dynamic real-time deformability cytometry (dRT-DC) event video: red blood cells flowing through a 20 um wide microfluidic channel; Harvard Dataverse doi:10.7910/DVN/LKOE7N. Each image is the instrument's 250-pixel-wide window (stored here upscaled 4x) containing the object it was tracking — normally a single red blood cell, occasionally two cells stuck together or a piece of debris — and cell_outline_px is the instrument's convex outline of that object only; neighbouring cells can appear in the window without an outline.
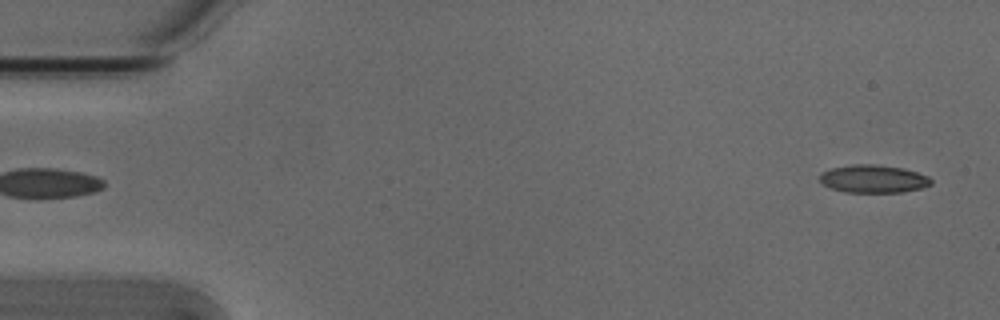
{"species": "Egyptian fruit bat (a non-hibernating species)", "species_latin": "Rousettus aegyptiacus", "temperature_condition": "cold", "stored_images_in_passage": 48, "camera_frame_rate_fps": 3000, "um_per_image_px": 0.085, "animal": {"sex": "male"}, "frame": {"image": 1, "passage_image": 2, "time_ms": 0.333, "image_size_px": [1000, 320], "cell_outline_px": [[932, 184], [920, 188], [900, 192], [844, 192], [832, 188], [824, 184], [820, 180], [820, 176], [824, 172], [832, 168], [852, 164], [876, 164], [904, 168], [928, 176], [932, 180]], "centroid_in_image_um": [74.26, 15.19], "position_along_channel_um": 10.7, "area_um2": 17.92}}
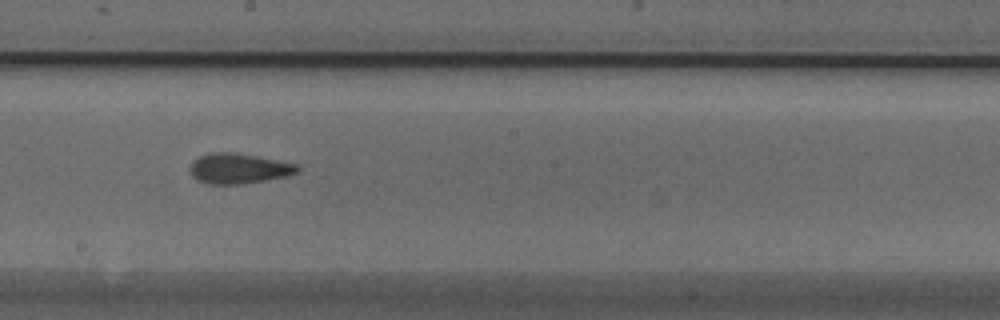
{"frame": {"image": 2, "passage_image": 29, "time_ms": 9.333, "image_size_px": [1000, 320], "cell_outline_px": [[300, 172], [284, 176], [264, 180], [240, 184], [208, 184], [196, 180], [192, 176], [192, 160], [208, 152], [236, 152], [296, 164], [300, 168]], "centroid_in_image_um": [20.27, 14.31], "position_along_channel_um": 227.9, "area_um2": 18.79}}
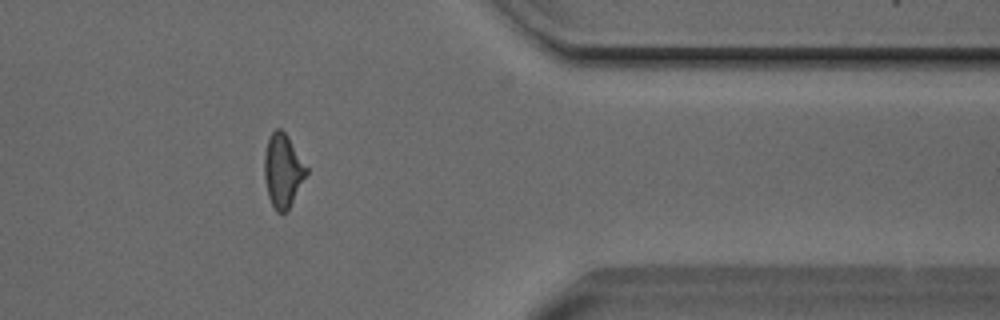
{"frame": {"image": 3, "passage_image": 43, "time_ms": 14.0, "image_size_px": [1000, 320], "cell_outline_px": [[308, 172], [288, 208], [284, 212], [276, 212], [268, 196], [264, 176], [264, 156], [268, 136], [276, 128], [280, 128], [288, 136], [308, 168]], "centroid_in_image_um": [24.03, 14.46], "position_along_channel_um": 387.4, "area_um2": 17.8}}